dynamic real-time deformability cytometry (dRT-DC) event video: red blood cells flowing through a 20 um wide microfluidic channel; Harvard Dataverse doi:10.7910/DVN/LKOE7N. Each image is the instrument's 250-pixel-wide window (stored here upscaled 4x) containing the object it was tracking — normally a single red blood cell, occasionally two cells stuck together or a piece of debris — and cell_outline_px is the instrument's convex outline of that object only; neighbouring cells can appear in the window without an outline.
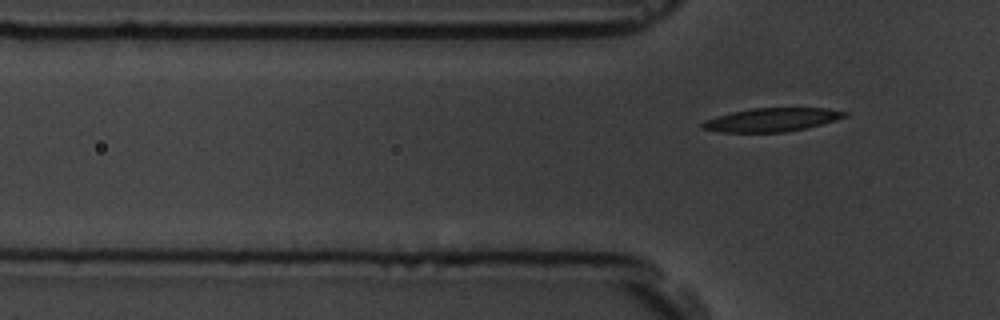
{"species": "common noctule bat (a hibernating species)", "species_latin": "Nyctalus noctula", "temperature_condition": "room temperature", "stored_images_in_passage": 5, "camera_frame_rate_fps": 3000, "um_per_image_px": 0.085, "animal": {"sex": "male", "body_mass_g": 19.5, "forearm_length_mm": 54.6}, "frame": {"image": 1, "passage_image": 5, "time_ms": 6.0, "image_size_px": [1000, 320], "cell_outline_px": [[848, 116], [836, 120], [808, 128], [784, 132], [720, 132], [700, 128], [700, 124], [704, 120], [716, 116], [732, 112], [752, 108], [824, 108], [848, 112]], "centroid_in_image_um": [65.59, 10.18], "position_along_channel_um": 60.2, "area_um2": 19.59}}